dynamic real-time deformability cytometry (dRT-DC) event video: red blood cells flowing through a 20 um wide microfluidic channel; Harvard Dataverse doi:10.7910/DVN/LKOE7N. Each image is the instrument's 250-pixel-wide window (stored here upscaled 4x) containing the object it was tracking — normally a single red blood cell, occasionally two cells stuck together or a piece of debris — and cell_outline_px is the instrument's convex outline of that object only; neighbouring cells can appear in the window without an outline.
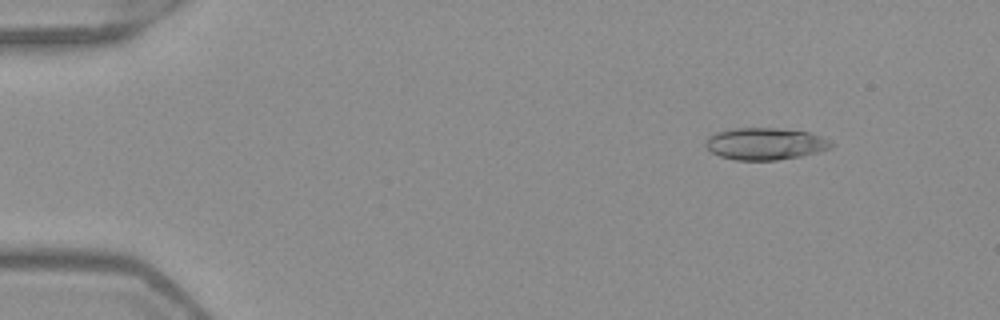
{"species": "Egyptian fruit bat (a non-hibernating species)", "species_latin": "Rousettus aegyptiacus", "temperature_condition": "warm", "stored_images_in_passage": 51, "camera_frame_rate_fps": 3000, "um_per_image_px": 0.085, "frame": {"image": 1, "passage_image": 6, "time_ms": 1.667, "image_size_px": [1000, 320], "cell_outline_px": [[836, 144], [832, 148], [800, 156], [776, 160], [736, 160], [720, 156], [712, 152], [704, 144], [704, 140], [708, 136], [716, 132], [732, 128], [776, 128], [808, 132], [820, 136]], "centroid_in_image_um": [65.02, 12.22], "position_along_channel_um": 20.0, "area_um2": 23.41}}
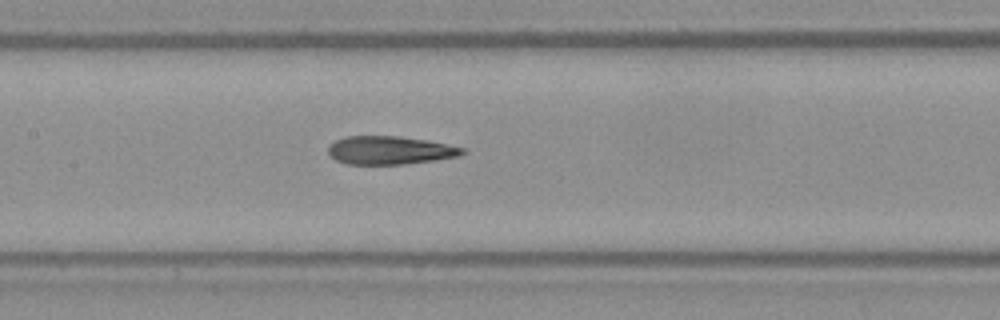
{"frame": {"image": 2, "passage_image": 25, "time_ms": 8.0, "image_size_px": [1000, 320], "cell_outline_px": [[468, 152], [460, 156], [436, 160], [404, 164], [348, 164], [336, 160], [328, 152], [328, 148], [336, 140], [348, 136], [400, 136], [428, 140], [464, 148]], "centroid_in_image_um": [33.2, 12.77], "position_along_channel_um": 174.2, "area_um2": 22.08}}
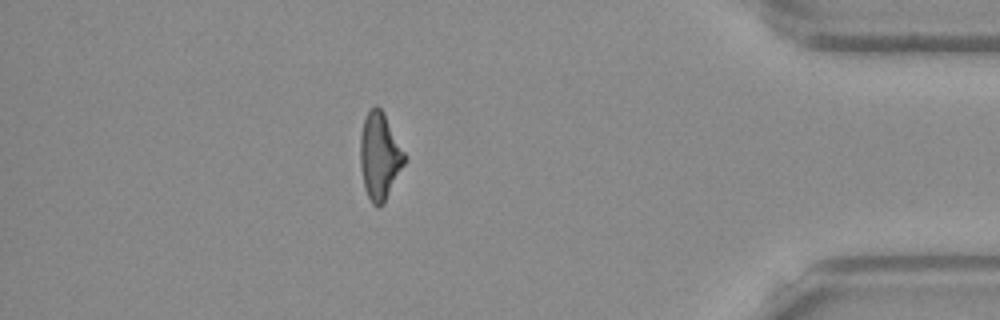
{"frame": {"image": 3, "passage_image": 45, "time_ms": 14.667, "image_size_px": [1000, 320], "cell_outline_px": [[404, 164], [384, 204], [380, 208], [372, 204], [364, 188], [360, 168], [360, 136], [364, 120], [368, 112], [376, 104], [384, 112], [404, 152]], "centroid_in_image_um": [32.25, 13.3], "position_along_channel_um": 403.0, "area_um2": 22.31}, "authors_computed_cell_mechanics": {"area_um2": 22.831, "velocity_mm_per_s": 4.0069, "shape_relaxation_time_tau1_ms": null, "shape_relaxation_time_tau2_ms": 2.8888, "deformation_change_tau1": null, "deformation_change_tau2": 0.1287}}